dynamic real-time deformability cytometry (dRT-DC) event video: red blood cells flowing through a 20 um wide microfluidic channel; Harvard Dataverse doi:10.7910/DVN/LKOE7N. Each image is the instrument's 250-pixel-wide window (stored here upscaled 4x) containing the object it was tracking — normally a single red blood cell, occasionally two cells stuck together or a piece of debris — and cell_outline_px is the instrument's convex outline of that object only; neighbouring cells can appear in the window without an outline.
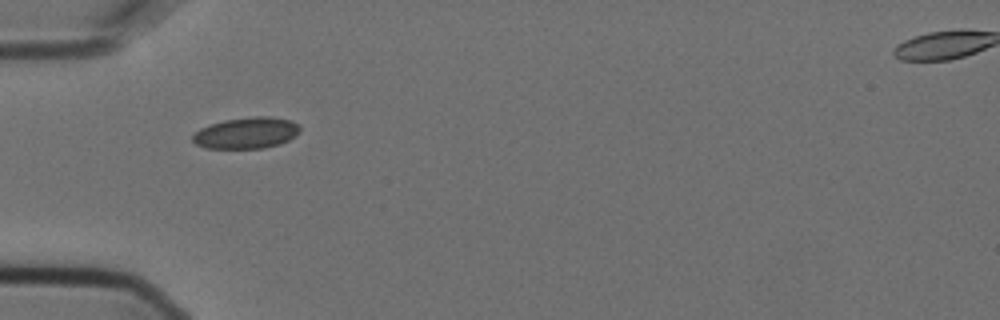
{"species": "Egyptian fruit bat (a non-hibernating species)", "species_latin": "Rousettus aegyptiacus", "temperature_condition": "cold", "stored_images_in_passage": 2, "camera_frame_rate_fps": 3000, "um_per_image_px": 0.085, "animal": {"sex": "female"}, "frame": {"image": 1, "passage_image": 1, "time_ms": 0.0, "image_size_px": [1000, 320], "cell_outline_px": [[300, 132], [296, 136], [280, 144], [264, 148], [204, 148], [196, 144], [192, 140], [192, 136], [200, 128], [208, 124], [224, 120], [256, 116], [268, 116], [288, 120], [300, 124]], "centroid_in_image_um": [20.95, 11.3], "position_along_channel_um": 64.1, "area_um2": 19.65}}
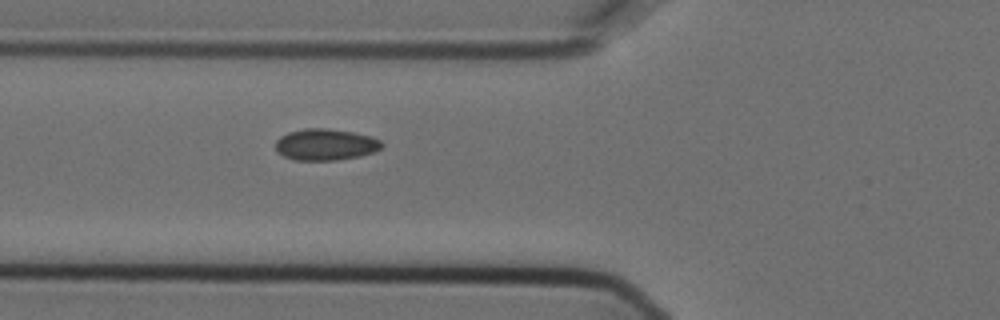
{"frame": {"image": 2, "passage_image": 2, "time_ms": 0.333, "image_size_px": [1000, 320], "cell_outline_px": [[384, 144], [380, 148], [372, 152], [360, 156], [336, 160], [296, 160], [284, 156], [276, 152], [276, 140], [280, 136], [288, 132], [304, 128], [328, 128], [352, 132], [368, 136], [380, 140]], "centroid_in_image_um": [27.63, 12.28], "position_along_channel_um": 98.2, "area_um2": 19.42}}